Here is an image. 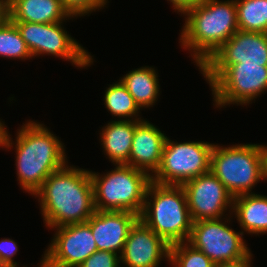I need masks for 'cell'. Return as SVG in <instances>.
<instances>
[{
    "mask_svg": "<svg viewBox=\"0 0 267 267\" xmlns=\"http://www.w3.org/2000/svg\"><path fill=\"white\" fill-rule=\"evenodd\" d=\"M267 66V34L237 30L200 68L209 84L226 66L234 64Z\"/></svg>",
    "mask_w": 267,
    "mask_h": 267,
    "instance_id": "11",
    "label": "cell"
},
{
    "mask_svg": "<svg viewBox=\"0 0 267 267\" xmlns=\"http://www.w3.org/2000/svg\"><path fill=\"white\" fill-rule=\"evenodd\" d=\"M53 239L41 258L39 267H78L98 251L87 222L56 228Z\"/></svg>",
    "mask_w": 267,
    "mask_h": 267,
    "instance_id": "12",
    "label": "cell"
},
{
    "mask_svg": "<svg viewBox=\"0 0 267 267\" xmlns=\"http://www.w3.org/2000/svg\"><path fill=\"white\" fill-rule=\"evenodd\" d=\"M166 134L148 120L135 121L128 165L152 176L159 168Z\"/></svg>",
    "mask_w": 267,
    "mask_h": 267,
    "instance_id": "16",
    "label": "cell"
},
{
    "mask_svg": "<svg viewBox=\"0 0 267 267\" xmlns=\"http://www.w3.org/2000/svg\"><path fill=\"white\" fill-rule=\"evenodd\" d=\"M252 252H250L246 257L239 259L237 261L233 262H224V263H219L216 264L215 267H251L253 264L252 262Z\"/></svg>",
    "mask_w": 267,
    "mask_h": 267,
    "instance_id": "29",
    "label": "cell"
},
{
    "mask_svg": "<svg viewBox=\"0 0 267 267\" xmlns=\"http://www.w3.org/2000/svg\"><path fill=\"white\" fill-rule=\"evenodd\" d=\"M139 219L169 245L187 242L193 220L183 187L151 181Z\"/></svg>",
    "mask_w": 267,
    "mask_h": 267,
    "instance_id": "4",
    "label": "cell"
},
{
    "mask_svg": "<svg viewBox=\"0 0 267 267\" xmlns=\"http://www.w3.org/2000/svg\"><path fill=\"white\" fill-rule=\"evenodd\" d=\"M183 16L179 43L199 68L238 30L235 0H200Z\"/></svg>",
    "mask_w": 267,
    "mask_h": 267,
    "instance_id": "3",
    "label": "cell"
},
{
    "mask_svg": "<svg viewBox=\"0 0 267 267\" xmlns=\"http://www.w3.org/2000/svg\"><path fill=\"white\" fill-rule=\"evenodd\" d=\"M63 23L14 22L33 58L52 55L80 69L90 67L92 55L68 34Z\"/></svg>",
    "mask_w": 267,
    "mask_h": 267,
    "instance_id": "8",
    "label": "cell"
},
{
    "mask_svg": "<svg viewBox=\"0 0 267 267\" xmlns=\"http://www.w3.org/2000/svg\"><path fill=\"white\" fill-rule=\"evenodd\" d=\"M181 186L193 222L232 215L234 197L211 171L188 180Z\"/></svg>",
    "mask_w": 267,
    "mask_h": 267,
    "instance_id": "13",
    "label": "cell"
},
{
    "mask_svg": "<svg viewBox=\"0 0 267 267\" xmlns=\"http://www.w3.org/2000/svg\"><path fill=\"white\" fill-rule=\"evenodd\" d=\"M0 57L22 61L33 58L19 30L11 20L0 26Z\"/></svg>",
    "mask_w": 267,
    "mask_h": 267,
    "instance_id": "23",
    "label": "cell"
},
{
    "mask_svg": "<svg viewBox=\"0 0 267 267\" xmlns=\"http://www.w3.org/2000/svg\"><path fill=\"white\" fill-rule=\"evenodd\" d=\"M232 215L240 224L243 234H266L267 196L253 192L234 197Z\"/></svg>",
    "mask_w": 267,
    "mask_h": 267,
    "instance_id": "19",
    "label": "cell"
},
{
    "mask_svg": "<svg viewBox=\"0 0 267 267\" xmlns=\"http://www.w3.org/2000/svg\"><path fill=\"white\" fill-rule=\"evenodd\" d=\"M95 211H128L140 215L151 176L126 164L102 175L90 171Z\"/></svg>",
    "mask_w": 267,
    "mask_h": 267,
    "instance_id": "5",
    "label": "cell"
},
{
    "mask_svg": "<svg viewBox=\"0 0 267 267\" xmlns=\"http://www.w3.org/2000/svg\"><path fill=\"white\" fill-rule=\"evenodd\" d=\"M18 244L10 238L0 239V261L4 267H18L12 258L18 253Z\"/></svg>",
    "mask_w": 267,
    "mask_h": 267,
    "instance_id": "27",
    "label": "cell"
},
{
    "mask_svg": "<svg viewBox=\"0 0 267 267\" xmlns=\"http://www.w3.org/2000/svg\"><path fill=\"white\" fill-rule=\"evenodd\" d=\"M158 74L153 66H142L120 77V81L141 109H150L158 101L161 93Z\"/></svg>",
    "mask_w": 267,
    "mask_h": 267,
    "instance_id": "20",
    "label": "cell"
},
{
    "mask_svg": "<svg viewBox=\"0 0 267 267\" xmlns=\"http://www.w3.org/2000/svg\"><path fill=\"white\" fill-rule=\"evenodd\" d=\"M9 3L10 0H0V26L10 20Z\"/></svg>",
    "mask_w": 267,
    "mask_h": 267,
    "instance_id": "30",
    "label": "cell"
},
{
    "mask_svg": "<svg viewBox=\"0 0 267 267\" xmlns=\"http://www.w3.org/2000/svg\"><path fill=\"white\" fill-rule=\"evenodd\" d=\"M170 1L173 10L184 15L189 9H192L200 0H167Z\"/></svg>",
    "mask_w": 267,
    "mask_h": 267,
    "instance_id": "28",
    "label": "cell"
},
{
    "mask_svg": "<svg viewBox=\"0 0 267 267\" xmlns=\"http://www.w3.org/2000/svg\"><path fill=\"white\" fill-rule=\"evenodd\" d=\"M135 130V121L112 120L101 128L100 142L104 155L115 164L128 165Z\"/></svg>",
    "mask_w": 267,
    "mask_h": 267,
    "instance_id": "18",
    "label": "cell"
},
{
    "mask_svg": "<svg viewBox=\"0 0 267 267\" xmlns=\"http://www.w3.org/2000/svg\"><path fill=\"white\" fill-rule=\"evenodd\" d=\"M9 10L12 22L49 24L75 18L65 10L61 0H10Z\"/></svg>",
    "mask_w": 267,
    "mask_h": 267,
    "instance_id": "17",
    "label": "cell"
},
{
    "mask_svg": "<svg viewBox=\"0 0 267 267\" xmlns=\"http://www.w3.org/2000/svg\"><path fill=\"white\" fill-rule=\"evenodd\" d=\"M231 217L234 216L193 222L187 242L202 251L215 264L233 262L246 257L251 249L243 240V232H236L229 226Z\"/></svg>",
    "mask_w": 267,
    "mask_h": 267,
    "instance_id": "10",
    "label": "cell"
},
{
    "mask_svg": "<svg viewBox=\"0 0 267 267\" xmlns=\"http://www.w3.org/2000/svg\"><path fill=\"white\" fill-rule=\"evenodd\" d=\"M33 196L47 228L84 223L95 212L90 170L68 163L50 174Z\"/></svg>",
    "mask_w": 267,
    "mask_h": 267,
    "instance_id": "1",
    "label": "cell"
},
{
    "mask_svg": "<svg viewBox=\"0 0 267 267\" xmlns=\"http://www.w3.org/2000/svg\"><path fill=\"white\" fill-rule=\"evenodd\" d=\"M238 29L267 34V0H235Z\"/></svg>",
    "mask_w": 267,
    "mask_h": 267,
    "instance_id": "22",
    "label": "cell"
},
{
    "mask_svg": "<svg viewBox=\"0 0 267 267\" xmlns=\"http://www.w3.org/2000/svg\"><path fill=\"white\" fill-rule=\"evenodd\" d=\"M106 88L103 101L105 108L111 113L112 117L113 115L114 117L117 116L119 118L117 120H144L139 114L141 108L120 79Z\"/></svg>",
    "mask_w": 267,
    "mask_h": 267,
    "instance_id": "21",
    "label": "cell"
},
{
    "mask_svg": "<svg viewBox=\"0 0 267 267\" xmlns=\"http://www.w3.org/2000/svg\"><path fill=\"white\" fill-rule=\"evenodd\" d=\"M6 128H7V126L5 125V123L1 119L0 120V147L2 149L4 148V145L6 143L7 134H8V130Z\"/></svg>",
    "mask_w": 267,
    "mask_h": 267,
    "instance_id": "31",
    "label": "cell"
},
{
    "mask_svg": "<svg viewBox=\"0 0 267 267\" xmlns=\"http://www.w3.org/2000/svg\"><path fill=\"white\" fill-rule=\"evenodd\" d=\"M120 255L110 251H96L78 267H121Z\"/></svg>",
    "mask_w": 267,
    "mask_h": 267,
    "instance_id": "26",
    "label": "cell"
},
{
    "mask_svg": "<svg viewBox=\"0 0 267 267\" xmlns=\"http://www.w3.org/2000/svg\"><path fill=\"white\" fill-rule=\"evenodd\" d=\"M263 153L264 177L267 181V145H260Z\"/></svg>",
    "mask_w": 267,
    "mask_h": 267,
    "instance_id": "32",
    "label": "cell"
},
{
    "mask_svg": "<svg viewBox=\"0 0 267 267\" xmlns=\"http://www.w3.org/2000/svg\"><path fill=\"white\" fill-rule=\"evenodd\" d=\"M216 108L249 105L267 90V66L238 63L226 66L210 83Z\"/></svg>",
    "mask_w": 267,
    "mask_h": 267,
    "instance_id": "9",
    "label": "cell"
},
{
    "mask_svg": "<svg viewBox=\"0 0 267 267\" xmlns=\"http://www.w3.org/2000/svg\"><path fill=\"white\" fill-rule=\"evenodd\" d=\"M17 130L15 143L8 132L4 148L15 147L18 184L26 193L34 195L50 174L68 163L65 145L38 121L29 120Z\"/></svg>",
    "mask_w": 267,
    "mask_h": 267,
    "instance_id": "2",
    "label": "cell"
},
{
    "mask_svg": "<svg viewBox=\"0 0 267 267\" xmlns=\"http://www.w3.org/2000/svg\"><path fill=\"white\" fill-rule=\"evenodd\" d=\"M139 215L128 211H95L87 223L98 251L122 254L131 227Z\"/></svg>",
    "mask_w": 267,
    "mask_h": 267,
    "instance_id": "15",
    "label": "cell"
},
{
    "mask_svg": "<svg viewBox=\"0 0 267 267\" xmlns=\"http://www.w3.org/2000/svg\"><path fill=\"white\" fill-rule=\"evenodd\" d=\"M210 171L233 197L253 193L255 185L265 181L261 146L259 143L227 147L214 144Z\"/></svg>",
    "mask_w": 267,
    "mask_h": 267,
    "instance_id": "6",
    "label": "cell"
},
{
    "mask_svg": "<svg viewBox=\"0 0 267 267\" xmlns=\"http://www.w3.org/2000/svg\"><path fill=\"white\" fill-rule=\"evenodd\" d=\"M63 7L73 17H83L105 8L108 0H61Z\"/></svg>",
    "mask_w": 267,
    "mask_h": 267,
    "instance_id": "25",
    "label": "cell"
},
{
    "mask_svg": "<svg viewBox=\"0 0 267 267\" xmlns=\"http://www.w3.org/2000/svg\"><path fill=\"white\" fill-rule=\"evenodd\" d=\"M170 245L140 219L131 227L120 255L126 267H159L161 261L169 263Z\"/></svg>",
    "mask_w": 267,
    "mask_h": 267,
    "instance_id": "14",
    "label": "cell"
},
{
    "mask_svg": "<svg viewBox=\"0 0 267 267\" xmlns=\"http://www.w3.org/2000/svg\"><path fill=\"white\" fill-rule=\"evenodd\" d=\"M213 143L204 141L174 142L166 138L159 168L151 181L162 185H182L210 172Z\"/></svg>",
    "mask_w": 267,
    "mask_h": 267,
    "instance_id": "7",
    "label": "cell"
},
{
    "mask_svg": "<svg viewBox=\"0 0 267 267\" xmlns=\"http://www.w3.org/2000/svg\"><path fill=\"white\" fill-rule=\"evenodd\" d=\"M169 264L173 267H215V263L188 242L170 245Z\"/></svg>",
    "mask_w": 267,
    "mask_h": 267,
    "instance_id": "24",
    "label": "cell"
}]
</instances>
